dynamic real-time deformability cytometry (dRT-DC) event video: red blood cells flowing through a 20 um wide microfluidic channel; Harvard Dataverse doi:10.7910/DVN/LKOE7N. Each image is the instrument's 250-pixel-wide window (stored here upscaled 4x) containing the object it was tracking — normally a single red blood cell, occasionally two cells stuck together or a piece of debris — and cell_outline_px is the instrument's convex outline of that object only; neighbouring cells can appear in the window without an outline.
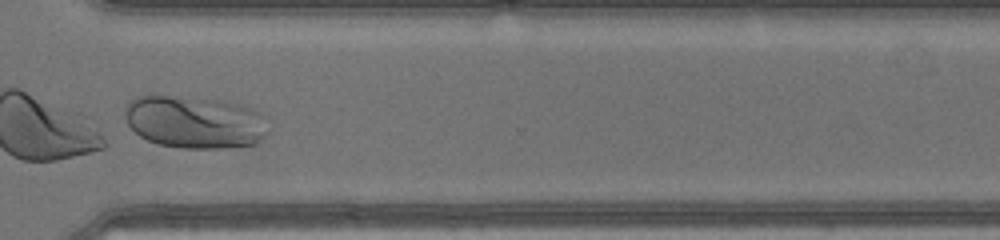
{"species": "human", "species_latin": "Homo sapiens", "temperature_condition": "warm", "stored_images_in_passage": 41, "camera_frame_rate_fps": 3000, "um_per_image_px": 0.085, "donor": {"sex": "male"}, "frame": {"image": 1, "passage_image": 30, "time_ms": 9.667, "image_size_px": [1000, 240], "cell_outline_px": [[272, 132], [256, 144], [220, 148], [180, 148], [160, 144], [148, 140], [140, 136], [128, 124], [124, 116], [124, 108], [128, 100], [136, 96], [152, 92], [156, 92], [220, 100], [252, 108], [260, 112], [264, 116], [272, 128]], "centroid_in_image_um": [16.54, 10.33], "position_along_channel_um": 354.1, "area_um2": 45.49}}